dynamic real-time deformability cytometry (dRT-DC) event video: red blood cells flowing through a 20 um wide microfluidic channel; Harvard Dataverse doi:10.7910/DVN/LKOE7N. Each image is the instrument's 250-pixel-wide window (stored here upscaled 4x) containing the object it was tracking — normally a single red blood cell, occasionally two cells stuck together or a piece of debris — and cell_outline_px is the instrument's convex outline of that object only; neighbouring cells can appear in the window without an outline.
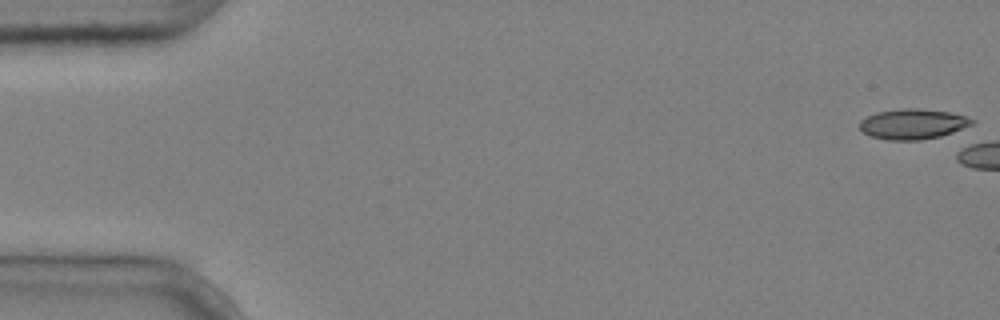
{"species": "common noctule bat (a hibernating species)", "species_latin": "Nyctalus noctula", "temperature_condition": "cold", "stored_images_in_passage": 6, "camera_frame_rate_fps": 3000, "um_per_image_px": 0.085, "animal": {"sex": "male", "body_mass_g": 20.4}, "frame": {"image": 1, "passage_image": 1, "time_ms": 0.0, "image_size_px": [1000, 320], "cell_outline_px": [[976, 120], [972, 124], [952, 132], [940, 136], [920, 140], [888, 140], [872, 136], [864, 132], [860, 128], [860, 120], [876, 112], [900, 108], [916, 108], [948, 112], [964, 116]], "centroid_in_image_um": [77.57, 10.53], "position_along_channel_um": 7.4, "area_um2": 19.59}}
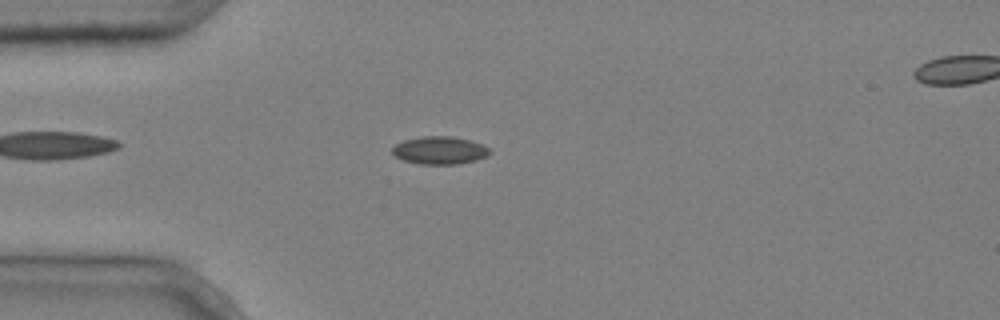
{"frame": {"image": 2, "passage_image": 5, "time_ms": 1.333, "image_size_px": [1000, 320], "cell_outline_px": [[492, 152], [476, 160], [456, 164], [420, 164], [404, 160], [396, 156], [392, 152], [392, 148], [396, 144], [404, 140], [424, 136], [452, 136], [468, 140], [480, 144], [488, 148]], "centroid_in_image_um": [37.35, 12.78], "position_along_channel_um": 47.6, "area_um2": 15.49}}